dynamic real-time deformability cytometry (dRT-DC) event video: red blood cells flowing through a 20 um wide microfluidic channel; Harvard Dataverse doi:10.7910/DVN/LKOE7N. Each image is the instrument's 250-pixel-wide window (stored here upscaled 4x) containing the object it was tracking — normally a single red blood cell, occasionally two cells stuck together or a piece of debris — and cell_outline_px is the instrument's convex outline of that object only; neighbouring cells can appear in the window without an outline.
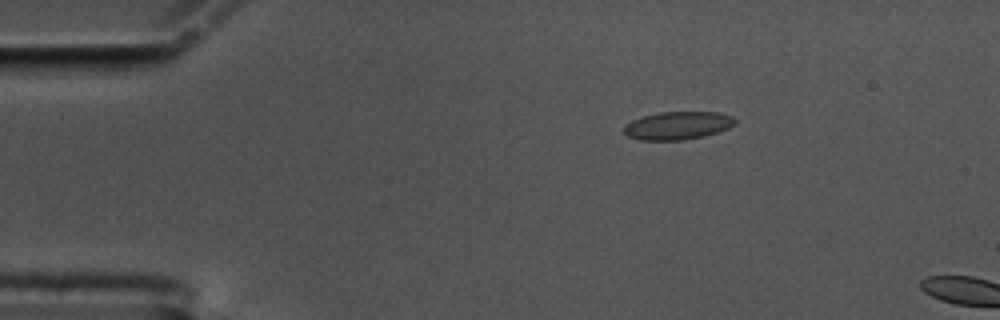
{"species": "common noctule bat (a hibernating species)", "species_latin": "Nyctalus noctula", "temperature_condition": "cold", "stored_images_in_passage": 12, "camera_frame_rate_fps": 3000, "um_per_image_px": 0.085, "animal": {"sex": "male", "body_mass_g": 17.5, "forearm_length_mm": 52.3}, "frame": {"image": 1, "passage_image": 9, "time_ms": 2.667, "image_size_px": [1000, 320], "cell_outline_px": [[736, 124], [728, 128], [704, 136], [680, 140], [640, 140], [628, 136], [624, 132], [624, 124], [632, 120], [644, 116], [660, 112], [716, 112], [732, 116], [736, 120]], "centroid_in_image_um": [57.6, 10.67], "position_along_channel_um": 27.4, "area_um2": 18.03}}